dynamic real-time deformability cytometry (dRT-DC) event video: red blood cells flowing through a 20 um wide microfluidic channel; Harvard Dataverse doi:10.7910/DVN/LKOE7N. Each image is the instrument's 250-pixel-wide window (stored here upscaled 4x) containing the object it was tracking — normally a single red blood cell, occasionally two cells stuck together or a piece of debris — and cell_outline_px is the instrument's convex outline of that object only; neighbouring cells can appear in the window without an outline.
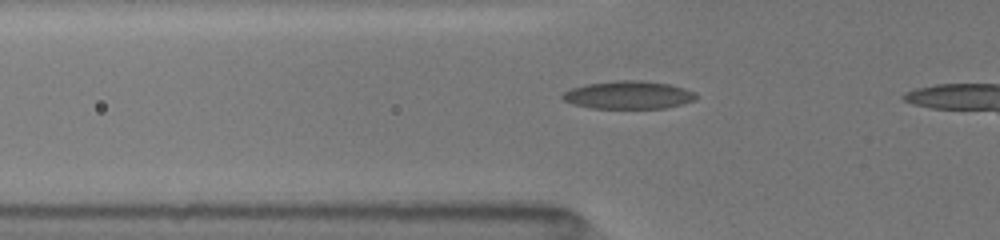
{"species": "common noctule bat (a hibernating species)", "species_latin": "Nyctalus noctula", "temperature_condition": "room temperature", "stored_images_in_passage": 35, "camera_frame_rate_fps": 3000, "um_per_image_px": 0.085, "animal": {"sex": "female", "body_mass_g": 19.5, "forearm_length_mm": 54.1}, "frame": {"image": 1, "passage_image": 9, "time_ms": 2.667, "image_size_px": [1000, 240], "cell_outline_px": [[696, 100], [664, 108], [592, 108], [572, 104], [564, 100], [560, 96], [564, 92], [572, 88], [588, 84], [616, 80], [644, 80], [668, 84], [684, 88], [696, 92]], "centroid_in_image_um": [53.42, 8.07], "position_along_channel_um": 72.4, "area_um2": 21.68}}
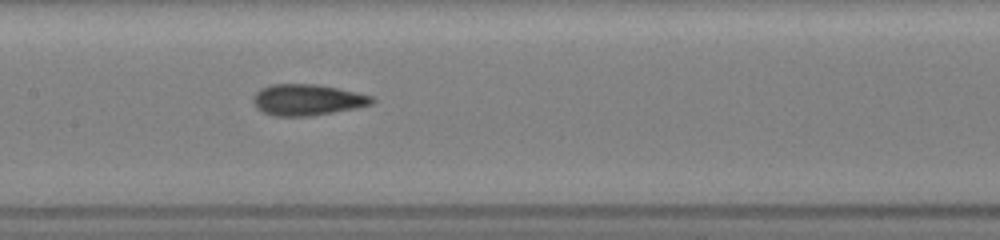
{"frame": {"image": 2, "passage_image": 17, "time_ms": 5.333, "image_size_px": [1000, 240], "cell_outline_px": [[376, 100], [372, 104], [356, 108], [308, 116], [276, 116], [264, 112], [256, 108], [252, 100], [252, 96], [260, 88], [272, 84], [320, 84], [356, 92], [372, 96]], "centroid_in_image_um": [26.1, 8.47], "position_along_channel_um": 181.3, "area_um2": 21.62}}
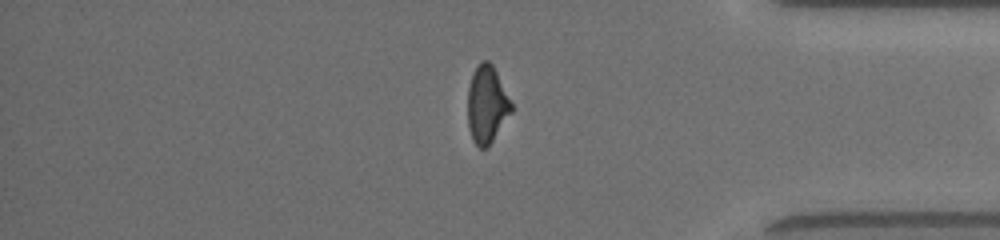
{"frame": {"image": 3, "passage_image": 34, "time_ms": 11.0, "image_size_px": [1000, 240], "cell_outline_px": [[512, 112], [488, 148], [480, 148], [472, 140], [468, 128], [468, 88], [472, 72], [480, 60], [488, 60], [492, 64], [512, 104]], "centroid_in_image_um": [41.37, 8.9], "position_along_channel_um": 393.8, "area_um2": 19.77}}